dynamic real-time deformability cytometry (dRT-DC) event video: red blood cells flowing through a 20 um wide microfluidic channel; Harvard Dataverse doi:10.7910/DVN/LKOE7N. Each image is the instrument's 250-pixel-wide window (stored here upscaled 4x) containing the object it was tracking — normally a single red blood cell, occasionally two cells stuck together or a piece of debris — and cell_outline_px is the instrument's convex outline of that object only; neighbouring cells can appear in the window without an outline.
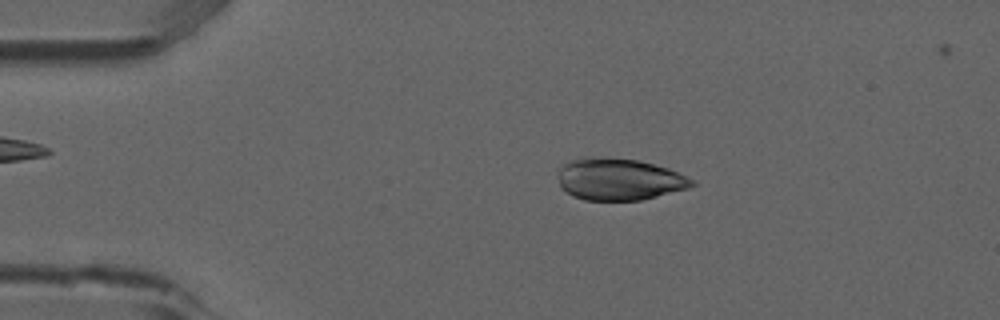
{"species": "common noctule bat (a hibernating species)", "species_latin": "Nyctalus noctula", "temperature_condition": "room temperature", "stored_images_in_passage": 44, "camera_frame_rate_fps": 3000, "um_per_image_px": 0.085, "animal": {"sex": "male", "forearm_length_mm": 52.5}, "frame": {"image": 1, "passage_image": 9, "time_ms": 2.667, "image_size_px": [1000, 320], "cell_outline_px": [[696, 184], [688, 188], [640, 200], [584, 200], [572, 196], [560, 188], [556, 176], [560, 168], [564, 164], [572, 160], [640, 160], [668, 168], [696, 180]], "centroid_in_image_um": [52.65, 15.29], "position_along_channel_um": 32.4, "area_um2": 31.91}}